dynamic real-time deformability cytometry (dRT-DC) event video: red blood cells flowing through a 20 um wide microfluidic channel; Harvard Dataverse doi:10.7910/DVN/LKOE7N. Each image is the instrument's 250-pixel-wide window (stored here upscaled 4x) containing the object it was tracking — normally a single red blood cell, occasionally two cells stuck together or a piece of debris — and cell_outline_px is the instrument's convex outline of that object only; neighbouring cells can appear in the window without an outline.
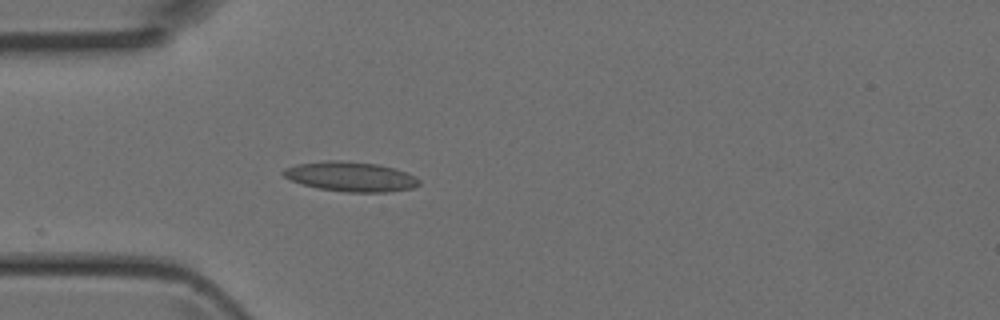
{"species": "Egyptian fruit bat (a non-hibernating species)", "species_latin": "Rousettus aegyptiacus", "temperature_condition": "room temperature", "stored_images_in_passage": 2, "camera_frame_rate_fps": 3000, "um_per_image_px": 0.085, "animal": {"sex": "female"}, "frame": {"image": 1, "passage_image": 2, "time_ms": 0.333, "image_size_px": [1000, 320], "cell_outline_px": [[420, 184], [412, 188], [388, 192], [344, 192], [316, 188], [292, 180], [284, 176], [280, 172], [284, 168], [296, 164], [324, 160], [340, 160], [376, 164], [408, 172], [416, 176], [420, 180]], "centroid_in_image_um": [29.8, 15.01], "position_along_channel_um": 55.2, "area_um2": 23.64}}